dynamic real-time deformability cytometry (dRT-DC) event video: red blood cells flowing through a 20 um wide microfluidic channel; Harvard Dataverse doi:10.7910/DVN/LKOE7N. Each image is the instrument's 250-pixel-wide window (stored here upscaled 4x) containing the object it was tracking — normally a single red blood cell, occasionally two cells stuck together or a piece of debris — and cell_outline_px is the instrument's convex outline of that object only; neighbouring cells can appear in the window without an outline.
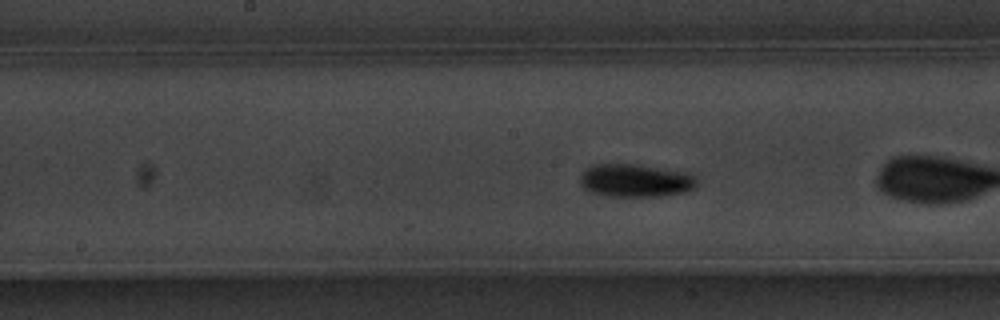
{"species": "common noctule bat (a hibernating species)", "species_latin": "Nyctalus noctula", "temperature_condition": "warm", "stored_images_in_passage": 53, "camera_frame_rate_fps": 3000, "um_per_image_px": 0.085, "animal": {"sex": "male", "body_mass_g": 20.1, "forearm_length_mm": 53.5}, "frame": {"image": 1, "passage_image": 25, "time_ms": 8.0, "image_size_px": [1000, 320], "cell_outline_px": [[696, 184], [692, 188], [684, 192], [660, 196], [608, 196], [592, 192], [584, 188], [580, 184], [580, 176], [592, 164], [636, 164], [688, 172], [696, 176]], "centroid_in_image_um": [54.02, 15.33], "position_along_channel_um": 194.2, "area_um2": 22.37}, "authors_computed_cell_mechanics": {"area_um2": 21.5016, "velocity_mm_per_s": 3.5267, "shape_relaxation_time_tau1_ms": 1.5326, "shape_relaxation_time_tau2_ms": null, "deformation_change_tau1": 0.1217, "deformation_change_tau2": null}}